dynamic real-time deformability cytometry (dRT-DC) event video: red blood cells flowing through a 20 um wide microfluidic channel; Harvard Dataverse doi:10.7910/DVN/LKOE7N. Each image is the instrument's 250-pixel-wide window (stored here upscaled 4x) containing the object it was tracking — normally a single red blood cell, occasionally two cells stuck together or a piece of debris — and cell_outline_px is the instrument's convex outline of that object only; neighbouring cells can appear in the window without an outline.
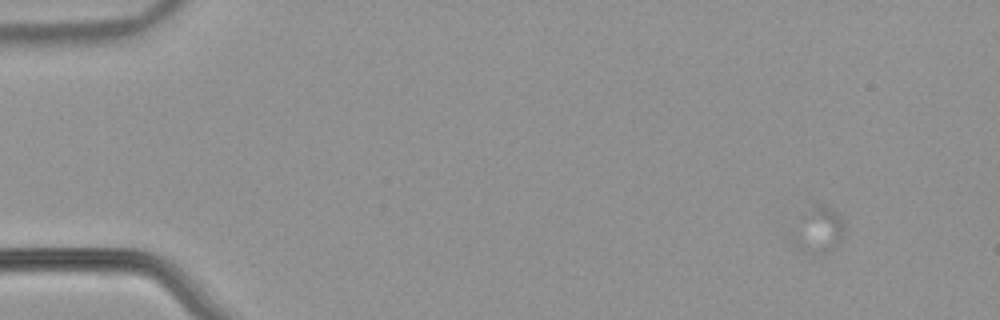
{"species": "common noctule bat (a hibernating species)", "species_latin": "Nyctalus noctula", "temperature_condition": "warm", "stored_images_in_passage": 55, "camera_frame_rate_fps": 3000, "um_per_image_px": 0.085, "animal": {"sex": "male", "body_mass_g": 21.5, "forearm_length_mm": 52.0}, "frame": {"image": 1, "passage_image": 2, "time_ms": 0.333, "image_size_px": [1000, 320], "cell_outline_px": [[844, 224], [840, 236], [832, 248], [824, 256], [812, 256], [800, 252], [792, 244], [792, 236], [804, 212], [812, 204], [820, 204], [832, 208], [840, 216]], "centroid_in_image_um": [69.5, 19.61], "position_along_channel_um": 15.5, "area_um2": 14.05}}
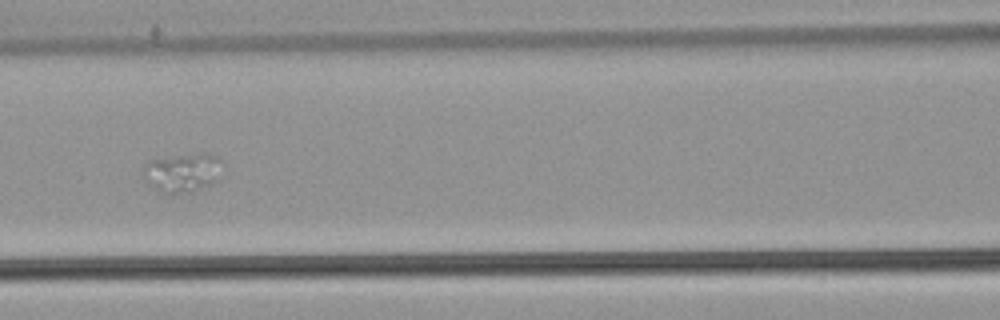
{"frame": {"image": 2, "passage_image": 24, "time_ms": 7.667, "image_size_px": [1000, 320], "cell_outline_px": [[220, 160], [216, 180], [212, 184], [192, 192], [160, 192], [144, 180], [144, 164], [148, 160], [176, 156], [208, 152], [216, 156]], "centroid_in_image_um": [15.48, 14.66], "position_along_channel_um": 151.1, "area_um2": 17.51}}
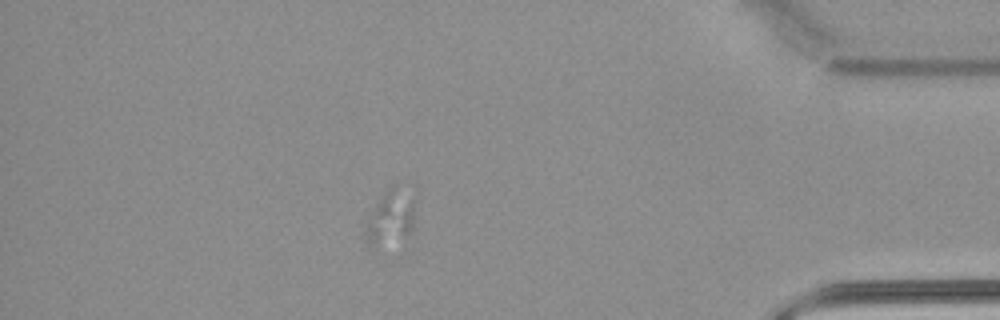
{"frame": {"image": 3, "passage_image": 48, "time_ms": 15.667, "image_size_px": [1000, 320], "cell_outline_px": [[412, 228], [404, 236], [368, 248], [364, 236], [364, 224], [380, 196], [392, 184], [396, 184], [412, 200]], "centroid_in_image_um": [33.07, 18.48], "position_along_channel_um": 402.1, "area_um2": 15.09}}